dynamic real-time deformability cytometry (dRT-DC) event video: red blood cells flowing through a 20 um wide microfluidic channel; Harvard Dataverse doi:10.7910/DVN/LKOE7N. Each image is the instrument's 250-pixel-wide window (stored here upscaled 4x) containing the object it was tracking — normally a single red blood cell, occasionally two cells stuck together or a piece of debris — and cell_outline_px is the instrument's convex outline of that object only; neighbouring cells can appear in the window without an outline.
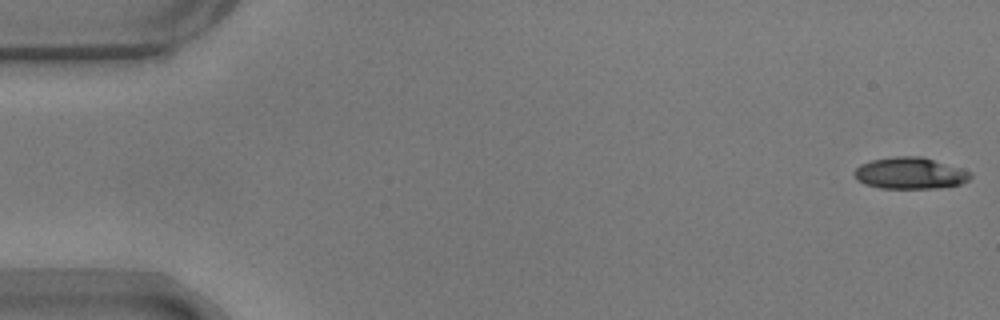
{"species": "common noctule bat (a hibernating species)", "species_latin": "Nyctalus noctula", "temperature_condition": "warm", "stored_images_in_passage": 54, "camera_frame_rate_fps": 3000, "um_per_image_px": 0.085, "animal": {"sex": "male", "body_mass_g": 17.9}, "frame": {"image": 1, "passage_image": 1, "time_ms": 0.0, "image_size_px": [1000, 320], "cell_outline_px": [[972, 176], [968, 180], [960, 184], [936, 188], [880, 188], [864, 184], [856, 180], [852, 172], [860, 164], [872, 160], [892, 156], [920, 156], [960, 168], [972, 172]], "centroid_in_image_um": [77.31, 14.72], "position_along_channel_um": 7.7, "area_um2": 21.39}}
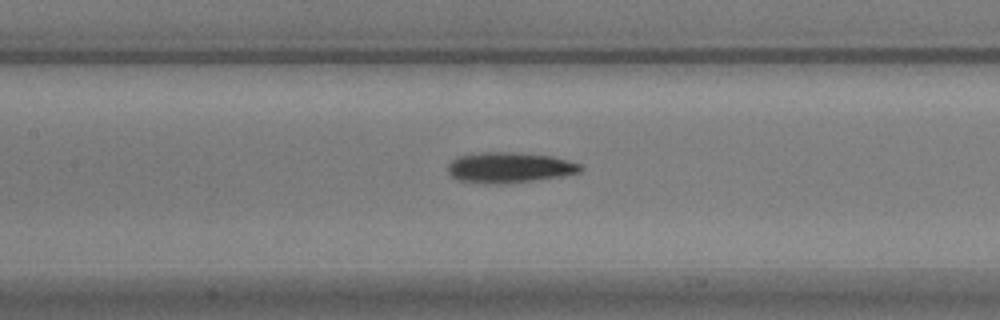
{"frame": {"image": 2, "passage_image": 25, "time_ms": 8.0, "image_size_px": [1000, 320], "cell_outline_px": [[584, 168], [580, 172], [560, 176], [536, 180], [496, 184], [492, 184], [460, 180], [452, 176], [448, 172], [448, 164], [456, 156], [480, 152], [520, 152], [552, 156], [580, 164]], "centroid_in_image_um": [43.29, 14.22], "position_along_channel_um": 164.1, "area_um2": 23.58}}
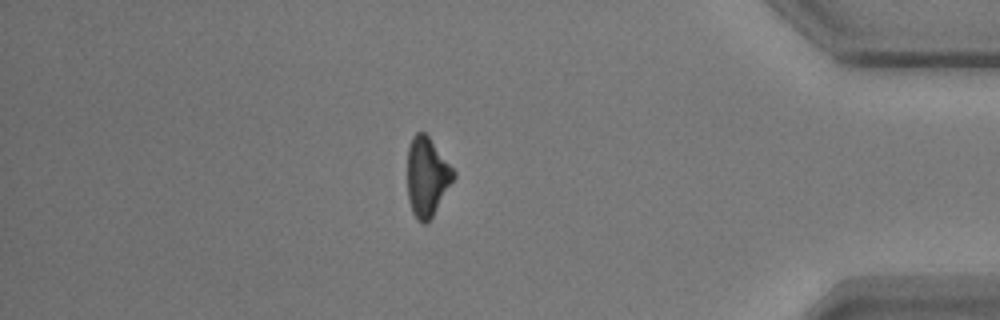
{"frame": {"image": 3, "passage_image": 47, "time_ms": 15.333, "image_size_px": [1000, 320], "cell_outline_px": [[456, 176], [432, 216], [424, 224], [416, 220], [412, 212], [408, 200], [408, 148], [412, 136], [416, 132], [424, 132], [428, 136], [456, 172]], "centroid_in_image_um": [36.29, 15.03], "position_along_channel_um": 398.9, "area_um2": 21.1}, "authors_computed_cell_mechanics": {"area_um2": 22.2819, "velocity_mm_per_s": 3.696, "shape_relaxation_time_tau1_ms": 3.7983, "shape_relaxation_time_tau2_ms": null, "deformation_change_tau1": 0.1161, "deformation_change_tau2": null}}